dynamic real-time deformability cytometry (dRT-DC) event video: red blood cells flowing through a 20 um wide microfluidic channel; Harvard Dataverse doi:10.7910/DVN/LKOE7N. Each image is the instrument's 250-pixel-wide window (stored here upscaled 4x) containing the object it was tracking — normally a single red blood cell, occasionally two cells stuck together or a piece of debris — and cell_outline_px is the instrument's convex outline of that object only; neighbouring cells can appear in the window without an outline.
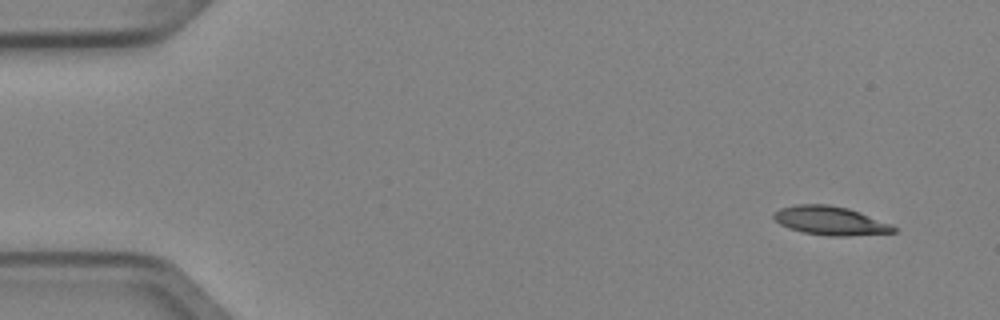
{"species": "Egyptian fruit bat (a non-hibernating species)", "species_latin": "Rousettus aegyptiacus", "temperature_condition": "cold", "stored_images_in_passage": 5, "camera_frame_rate_fps": 3000, "um_per_image_px": 0.085, "animal": {"sex": "female"}, "frame": {"image": 1, "passage_image": 1, "time_ms": 0.0, "image_size_px": [1000, 320], "cell_outline_px": [[896, 232], [848, 236], [828, 236], [804, 232], [788, 228], [780, 224], [772, 216], [772, 212], [780, 208], [796, 204], [828, 204], [848, 208], [860, 212], [892, 224], [896, 228]], "centroid_in_image_um": [70.56, 18.75], "position_along_channel_um": 14.4, "area_um2": 20.17}}
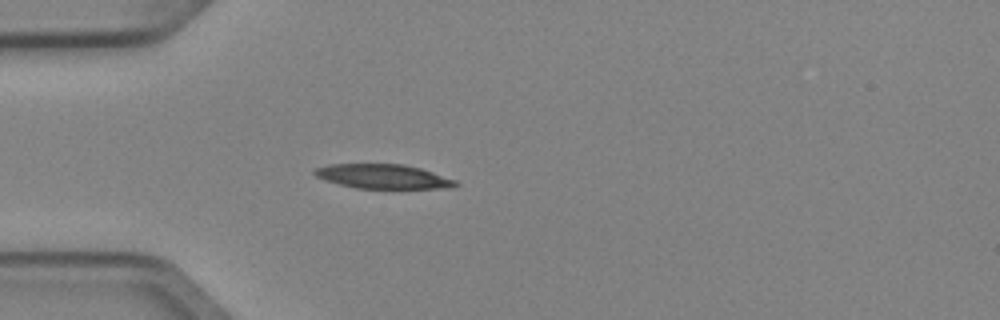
{"frame": {"image": 2, "passage_image": 4, "time_ms": 1.0, "image_size_px": [1000, 320], "cell_outline_px": [[460, 184], [452, 188], [356, 188], [340, 184], [316, 176], [312, 172], [316, 168], [328, 164], [404, 164], [420, 168], [456, 180]], "centroid_in_image_um": [32.59, 14.99], "position_along_channel_um": 52.4, "area_um2": 19.83}}